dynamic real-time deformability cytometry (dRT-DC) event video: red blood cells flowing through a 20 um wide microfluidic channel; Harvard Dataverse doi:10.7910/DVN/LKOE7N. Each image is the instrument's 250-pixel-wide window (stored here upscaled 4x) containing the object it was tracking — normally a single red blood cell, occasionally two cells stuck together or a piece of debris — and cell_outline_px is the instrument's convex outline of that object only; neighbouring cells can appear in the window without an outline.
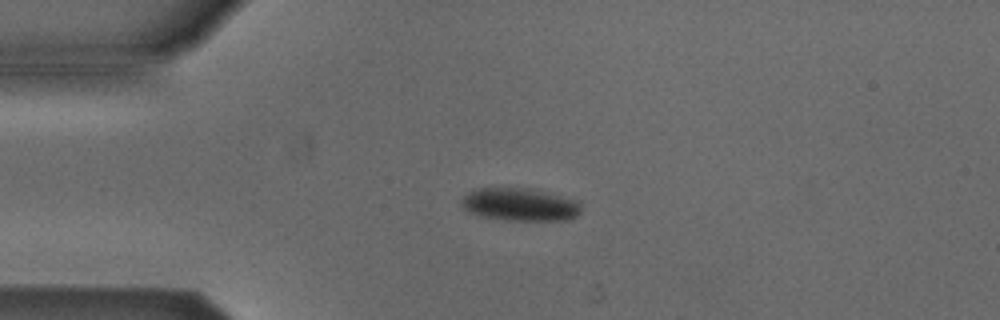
{"species": "Egyptian fruit bat (a non-hibernating species)", "species_latin": "Rousettus aegyptiacus", "temperature_condition": "cold", "stored_images_in_passage": 4, "camera_frame_rate_fps": 3000, "um_per_image_px": 0.085, "animal": {"sex": "male"}, "frame": {"image": 1, "passage_image": 3, "time_ms": 2.333, "image_size_px": [1000, 320], "cell_outline_px": [[580, 212], [576, 216], [568, 220], [508, 220], [480, 216], [468, 212], [460, 204], [460, 200], [468, 192], [476, 188], [532, 188], [576, 200], [580, 204]], "centroid_in_image_um": [44.16, 17.38], "position_along_channel_um": 40.8, "area_um2": 22.95}}